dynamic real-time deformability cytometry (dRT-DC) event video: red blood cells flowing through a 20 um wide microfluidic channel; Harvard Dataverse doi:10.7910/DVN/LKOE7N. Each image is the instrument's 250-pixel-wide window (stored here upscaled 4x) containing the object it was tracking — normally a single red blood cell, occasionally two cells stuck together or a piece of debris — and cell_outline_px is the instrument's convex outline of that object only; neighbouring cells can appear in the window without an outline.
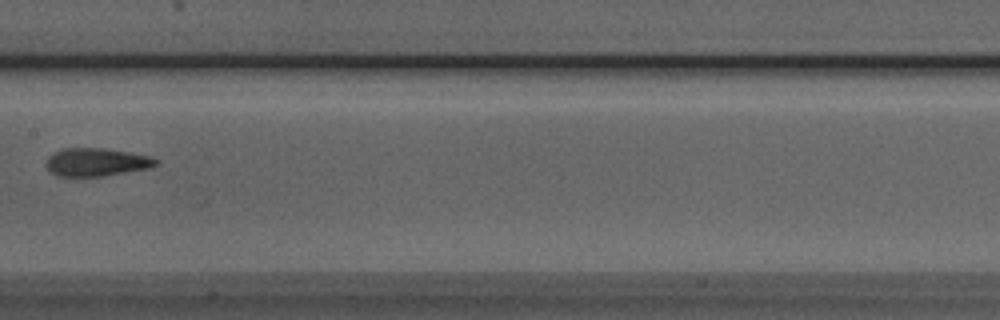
{"species": "Egyptian fruit bat (a non-hibernating species)", "species_latin": "Rousettus aegyptiacus", "temperature_condition": "room temperature", "stored_images_in_passage": 8, "camera_frame_rate_fps": 3000, "um_per_image_px": 0.085, "animal": {"sex": "male"}, "frame": {"image": 1, "passage_image": 7, "time_ms": 8.0, "image_size_px": [1000, 320], "cell_outline_px": [[160, 164], [148, 168], [100, 176], [60, 176], [48, 172], [44, 164], [48, 156], [52, 152], [64, 148], [100, 148], [128, 152], [152, 156], [160, 160]], "centroid_in_image_um": [8.16, 13.77], "position_along_channel_um": 199.2, "area_um2": 18.09}}
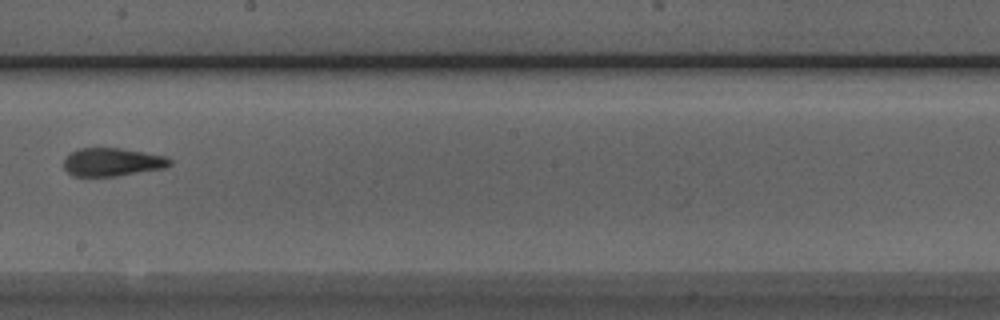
{"frame": {"image": 2, "passage_image": 8, "time_ms": 9.0, "image_size_px": [1000, 320], "cell_outline_px": [[172, 164], [164, 168], [116, 176], [72, 176], [64, 168], [64, 160], [72, 152], [80, 148], [120, 148], [168, 156], [172, 160]], "centroid_in_image_um": [9.58, 13.77], "position_along_channel_um": 238.6, "area_um2": 17.4}}